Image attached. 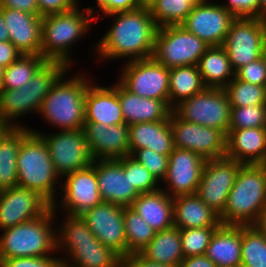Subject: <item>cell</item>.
<instances>
[{
	"instance_id": "cell-28",
	"label": "cell",
	"mask_w": 266,
	"mask_h": 267,
	"mask_svg": "<svg viewBox=\"0 0 266 267\" xmlns=\"http://www.w3.org/2000/svg\"><path fill=\"white\" fill-rule=\"evenodd\" d=\"M174 226L179 229L219 227V215L197 194L173 198Z\"/></svg>"
},
{
	"instance_id": "cell-7",
	"label": "cell",
	"mask_w": 266,
	"mask_h": 267,
	"mask_svg": "<svg viewBox=\"0 0 266 267\" xmlns=\"http://www.w3.org/2000/svg\"><path fill=\"white\" fill-rule=\"evenodd\" d=\"M57 213L51 207L40 217L2 230L0 261L18 257L52 256L51 253L55 255L57 237L54 218Z\"/></svg>"
},
{
	"instance_id": "cell-2",
	"label": "cell",
	"mask_w": 266,
	"mask_h": 267,
	"mask_svg": "<svg viewBox=\"0 0 266 267\" xmlns=\"http://www.w3.org/2000/svg\"><path fill=\"white\" fill-rule=\"evenodd\" d=\"M60 223L57 253L66 254L59 261L71 267H121L122 258L96 238L81 216L66 215Z\"/></svg>"
},
{
	"instance_id": "cell-36",
	"label": "cell",
	"mask_w": 266,
	"mask_h": 267,
	"mask_svg": "<svg viewBox=\"0 0 266 267\" xmlns=\"http://www.w3.org/2000/svg\"><path fill=\"white\" fill-rule=\"evenodd\" d=\"M27 95V84L12 90H0V124L8 127H27L16 122L17 118L34 113ZM32 112V113H31ZM15 121V122H14Z\"/></svg>"
},
{
	"instance_id": "cell-6",
	"label": "cell",
	"mask_w": 266,
	"mask_h": 267,
	"mask_svg": "<svg viewBox=\"0 0 266 267\" xmlns=\"http://www.w3.org/2000/svg\"><path fill=\"white\" fill-rule=\"evenodd\" d=\"M16 164L18 186L38 192L51 205L57 202L56 195L61 189L58 184L62 180L40 134L30 131L22 139Z\"/></svg>"
},
{
	"instance_id": "cell-24",
	"label": "cell",
	"mask_w": 266,
	"mask_h": 267,
	"mask_svg": "<svg viewBox=\"0 0 266 267\" xmlns=\"http://www.w3.org/2000/svg\"><path fill=\"white\" fill-rule=\"evenodd\" d=\"M225 156L241 164H266V130L228 129Z\"/></svg>"
},
{
	"instance_id": "cell-25",
	"label": "cell",
	"mask_w": 266,
	"mask_h": 267,
	"mask_svg": "<svg viewBox=\"0 0 266 267\" xmlns=\"http://www.w3.org/2000/svg\"><path fill=\"white\" fill-rule=\"evenodd\" d=\"M85 123H101L106 126L124 124L115 84L101 86L91 82L85 94Z\"/></svg>"
},
{
	"instance_id": "cell-35",
	"label": "cell",
	"mask_w": 266,
	"mask_h": 267,
	"mask_svg": "<svg viewBox=\"0 0 266 267\" xmlns=\"http://www.w3.org/2000/svg\"><path fill=\"white\" fill-rule=\"evenodd\" d=\"M47 62L41 55L22 54L16 61L4 68L0 90L23 87Z\"/></svg>"
},
{
	"instance_id": "cell-4",
	"label": "cell",
	"mask_w": 266,
	"mask_h": 267,
	"mask_svg": "<svg viewBox=\"0 0 266 267\" xmlns=\"http://www.w3.org/2000/svg\"><path fill=\"white\" fill-rule=\"evenodd\" d=\"M69 70L70 68L52 85L38 113L53 128L57 127L58 131L83 129L85 94L93 81L88 79L87 73L83 74L84 72H77L68 77Z\"/></svg>"
},
{
	"instance_id": "cell-21",
	"label": "cell",
	"mask_w": 266,
	"mask_h": 267,
	"mask_svg": "<svg viewBox=\"0 0 266 267\" xmlns=\"http://www.w3.org/2000/svg\"><path fill=\"white\" fill-rule=\"evenodd\" d=\"M84 135L94 160L119 159L130 155L129 126L84 123Z\"/></svg>"
},
{
	"instance_id": "cell-33",
	"label": "cell",
	"mask_w": 266,
	"mask_h": 267,
	"mask_svg": "<svg viewBox=\"0 0 266 267\" xmlns=\"http://www.w3.org/2000/svg\"><path fill=\"white\" fill-rule=\"evenodd\" d=\"M206 88L196 65L170 68L169 105L173 109Z\"/></svg>"
},
{
	"instance_id": "cell-60",
	"label": "cell",
	"mask_w": 266,
	"mask_h": 267,
	"mask_svg": "<svg viewBox=\"0 0 266 267\" xmlns=\"http://www.w3.org/2000/svg\"><path fill=\"white\" fill-rule=\"evenodd\" d=\"M3 70H4V68L0 66V87L2 84V80H3Z\"/></svg>"
},
{
	"instance_id": "cell-47",
	"label": "cell",
	"mask_w": 266,
	"mask_h": 267,
	"mask_svg": "<svg viewBox=\"0 0 266 267\" xmlns=\"http://www.w3.org/2000/svg\"><path fill=\"white\" fill-rule=\"evenodd\" d=\"M236 18L248 17L259 18L258 0H228L227 4H221Z\"/></svg>"
},
{
	"instance_id": "cell-52",
	"label": "cell",
	"mask_w": 266,
	"mask_h": 267,
	"mask_svg": "<svg viewBox=\"0 0 266 267\" xmlns=\"http://www.w3.org/2000/svg\"><path fill=\"white\" fill-rule=\"evenodd\" d=\"M22 54L11 41L0 42V66L5 68L16 61Z\"/></svg>"
},
{
	"instance_id": "cell-46",
	"label": "cell",
	"mask_w": 266,
	"mask_h": 267,
	"mask_svg": "<svg viewBox=\"0 0 266 267\" xmlns=\"http://www.w3.org/2000/svg\"><path fill=\"white\" fill-rule=\"evenodd\" d=\"M56 256L10 258L0 261V267H54L59 261Z\"/></svg>"
},
{
	"instance_id": "cell-31",
	"label": "cell",
	"mask_w": 266,
	"mask_h": 267,
	"mask_svg": "<svg viewBox=\"0 0 266 267\" xmlns=\"http://www.w3.org/2000/svg\"><path fill=\"white\" fill-rule=\"evenodd\" d=\"M29 127H10L0 137V191L18 186L17 154Z\"/></svg>"
},
{
	"instance_id": "cell-49",
	"label": "cell",
	"mask_w": 266,
	"mask_h": 267,
	"mask_svg": "<svg viewBox=\"0 0 266 267\" xmlns=\"http://www.w3.org/2000/svg\"><path fill=\"white\" fill-rule=\"evenodd\" d=\"M39 16L70 11L78 6L79 0H37Z\"/></svg>"
},
{
	"instance_id": "cell-29",
	"label": "cell",
	"mask_w": 266,
	"mask_h": 267,
	"mask_svg": "<svg viewBox=\"0 0 266 267\" xmlns=\"http://www.w3.org/2000/svg\"><path fill=\"white\" fill-rule=\"evenodd\" d=\"M155 231L174 226L173 198L162 189L141 193L130 206Z\"/></svg>"
},
{
	"instance_id": "cell-3",
	"label": "cell",
	"mask_w": 266,
	"mask_h": 267,
	"mask_svg": "<svg viewBox=\"0 0 266 267\" xmlns=\"http://www.w3.org/2000/svg\"><path fill=\"white\" fill-rule=\"evenodd\" d=\"M79 7L42 17L40 55L48 62H61L71 69L74 63L70 56L71 48L85 34L88 35L93 21L98 22L99 17L93 16V7L82 8L85 10Z\"/></svg>"
},
{
	"instance_id": "cell-34",
	"label": "cell",
	"mask_w": 266,
	"mask_h": 267,
	"mask_svg": "<svg viewBox=\"0 0 266 267\" xmlns=\"http://www.w3.org/2000/svg\"><path fill=\"white\" fill-rule=\"evenodd\" d=\"M69 69L61 62H47L27 83V95L35 114L40 112L44 98L57 79Z\"/></svg>"
},
{
	"instance_id": "cell-15",
	"label": "cell",
	"mask_w": 266,
	"mask_h": 267,
	"mask_svg": "<svg viewBox=\"0 0 266 267\" xmlns=\"http://www.w3.org/2000/svg\"><path fill=\"white\" fill-rule=\"evenodd\" d=\"M170 126L174 147L193 151L206 160L225 157L226 135L222 131L186 122L173 111Z\"/></svg>"
},
{
	"instance_id": "cell-23",
	"label": "cell",
	"mask_w": 266,
	"mask_h": 267,
	"mask_svg": "<svg viewBox=\"0 0 266 267\" xmlns=\"http://www.w3.org/2000/svg\"><path fill=\"white\" fill-rule=\"evenodd\" d=\"M125 124L167 120L173 109L169 100H157L138 96L128 91L119 81L115 82Z\"/></svg>"
},
{
	"instance_id": "cell-48",
	"label": "cell",
	"mask_w": 266,
	"mask_h": 267,
	"mask_svg": "<svg viewBox=\"0 0 266 267\" xmlns=\"http://www.w3.org/2000/svg\"><path fill=\"white\" fill-rule=\"evenodd\" d=\"M96 1V12L98 16L100 14L110 15L118 12L132 11L138 9L139 6L136 0H95ZM102 12V13H101Z\"/></svg>"
},
{
	"instance_id": "cell-50",
	"label": "cell",
	"mask_w": 266,
	"mask_h": 267,
	"mask_svg": "<svg viewBox=\"0 0 266 267\" xmlns=\"http://www.w3.org/2000/svg\"><path fill=\"white\" fill-rule=\"evenodd\" d=\"M0 7L39 15L37 0H0Z\"/></svg>"
},
{
	"instance_id": "cell-42",
	"label": "cell",
	"mask_w": 266,
	"mask_h": 267,
	"mask_svg": "<svg viewBox=\"0 0 266 267\" xmlns=\"http://www.w3.org/2000/svg\"><path fill=\"white\" fill-rule=\"evenodd\" d=\"M266 104L231 107L229 129L259 128L264 125Z\"/></svg>"
},
{
	"instance_id": "cell-45",
	"label": "cell",
	"mask_w": 266,
	"mask_h": 267,
	"mask_svg": "<svg viewBox=\"0 0 266 267\" xmlns=\"http://www.w3.org/2000/svg\"><path fill=\"white\" fill-rule=\"evenodd\" d=\"M238 80L251 84L266 86V58L263 55L259 59L244 65L235 72Z\"/></svg>"
},
{
	"instance_id": "cell-54",
	"label": "cell",
	"mask_w": 266,
	"mask_h": 267,
	"mask_svg": "<svg viewBox=\"0 0 266 267\" xmlns=\"http://www.w3.org/2000/svg\"><path fill=\"white\" fill-rule=\"evenodd\" d=\"M253 226L266 238V205L261 210V213Z\"/></svg>"
},
{
	"instance_id": "cell-18",
	"label": "cell",
	"mask_w": 266,
	"mask_h": 267,
	"mask_svg": "<svg viewBox=\"0 0 266 267\" xmlns=\"http://www.w3.org/2000/svg\"><path fill=\"white\" fill-rule=\"evenodd\" d=\"M98 188L103 202L130 207L140 193L129 180V155L96 160Z\"/></svg>"
},
{
	"instance_id": "cell-26",
	"label": "cell",
	"mask_w": 266,
	"mask_h": 267,
	"mask_svg": "<svg viewBox=\"0 0 266 267\" xmlns=\"http://www.w3.org/2000/svg\"><path fill=\"white\" fill-rule=\"evenodd\" d=\"M130 155L137 149L149 148L158 154L169 156L174 150L170 117L156 122L129 125Z\"/></svg>"
},
{
	"instance_id": "cell-16",
	"label": "cell",
	"mask_w": 266,
	"mask_h": 267,
	"mask_svg": "<svg viewBox=\"0 0 266 267\" xmlns=\"http://www.w3.org/2000/svg\"><path fill=\"white\" fill-rule=\"evenodd\" d=\"M235 19L220 3L205 0L194 5L180 25L209 46H222Z\"/></svg>"
},
{
	"instance_id": "cell-61",
	"label": "cell",
	"mask_w": 266,
	"mask_h": 267,
	"mask_svg": "<svg viewBox=\"0 0 266 267\" xmlns=\"http://www.w3.org/2000/svg\"><path fill=\"white\" fill-rule=\"evenodd\" d=\"M263 128L266 130V110H265V118H264V125Z\"/></svg>"
},
{
	"instance_id": "cell-41",
	"label": "cell",
	"mask_w": 266,
	"mask_h": 267,
	"mask_svg": "<svg viewBox=\"0 0 266 267\" xmlns=\"http://www.w3.org/2000/svg\"><path fill=\"white\" fill-rule=\"evenodd\" d=\"M218 227L180 229L184 258L204 255L214 231Z\"/></svg>"
},
{
	"instance_id": "cell-38",
	"label": "cell",
	"mask_w": 266,
	"mask_h": 267,
	"mask_svg": "<svg viewBox=\"0 0 266 267\" xmlns=\"http://www.w3.org/2000/svg\"><path fill=\"white\" fill-rule=\"evenodd\" d=\"M202 0H156L149 8L158 27L180 25Z\"/></svg>"
},
{
	"instance_id": "cell-14",
	"label": "cell",
	"mask_w": 266,
	"mask_h": 267,
	"mask_svg": "<svg viewBox=\"0 0 266 267\" xmlns=\"http://www.w3.org/2000/svg\"><path fill=\"white\" fill-rule=\"evenodd\" d=\"M242 165L226 156L209 159L204 165L196 194L219 216L226 208L230 190Z\"/></svg>"
},
{
	"instance_id": "cell-12",
	"label": "cell",
	"mask_w": 266,
	"mask_h": 267,
	"mask_svg": "<svg viewBox=\"0 0 266 267\" xmlns=\"http://www.w3.org/2000/svg\"><path fill=\"white\" fill-rule=\"evenodd\" d=\"M170 69L153 57L127 62L119 82L130 92L145 98L169 100Z\"/></svg>"
},
{
	"instance_id": "cell-8",
	"label": "cell",
	"mask_w": 266,
	"mask_h": 267,
	"mask_svg": "<svg viewBox=\"0 0 266 267\" xmlns=\"http://www.w3.org/2000/svg\"><path fill=\"white\" fill-rule=\"evenodd\" d=\"M208 47V44L181 25H167L158 28L152 57L169 69L197 66Z\"/></svg>"
},
{
	"instance_id": "cell-39",
	"label": "cell",
	"mask_w": 266,
	"mask_h": 267,
	"mask_svg": "<svg viewBox=\"0 0 266 267\" xmlns=\"http://www.w3.org/2000/svg\"><path fill=\"white\" fill-rule=\"evenodd\" d=\"M241 267H266V238L253 226H242Z\"/></svg>"
},
{
	"instance_id": "cell-5",
	"label": "cell",
	"mask_w": 266,
	"mask_h": 267,
	"mask_svg": "<svg viewBox=\"0 0 266 267\" xmlns=\"http://www.w3.org/2000/svg\"><path fill=\"white\" fill-rule=\"evenodd\" d=\"M266 205V164H243L230 190L222 225L248 226Z\"/></svg>"
},
{
	"instance_id": "cell-22",
	"label": "cell",
	"mask_w": 266,
	"mask_h": 267,
	"mask_svg": "<svg viewBox=\"0 0 266 267\" xmlns=\"http://www.w3.org/2000/svg\"><path fill=\"white\" fill-rule=\"evenodd\" d=\"M10 41L23 55H40L42 16L0 7Z\"/></svg>"
},
{
	"instance_id": "cell-62",
	"label": "cell",
	"mask_w": 266,
	"mask_h": 267,
	"mask_svg": "<svg viewBox=\"0 0 266 267\" xmlns=\"http://www.w3.org/2000/svg\"><path fill=\"white\" fill-rule=\"evenodd\" d=\"M264 56L266 58V46H265V49H264Z\"/></svg>"
},
{
	"instance_id": "cell-9",
	"label": "cell",
	"mask_w": 266,
	"mask_h": 267,
	"mask_svg": "<svg viewBox=\"0 0 266 267\" xmlns=\"http://www.w3.org/2000/svg\"><path fill=\"white\" fill-rule=\"evenodd\" d=\"M230 108L224 88L206 87L198 94L177 104L173 112L186 122L218 129L227 135Z\"/></svg>"
},
{
	"instance_id": "cell-37",
	"label": "cell",
	"mask_w": 266,
	"mask_h": 267,
	"mask_svg": "<svg viewBox=\"0 0 266 267\" xmlns=\"http://www.w3.org/2000/svg\"><path fill=\"white\" fill-rule=\"evenodd\" d=\"M124 229L127 256L140 253L154 238L155 231L130 207H124Z\"/></svg>"
},
{
	"instance_id": "cell-30",
	"label": "cell",
	"mask_w": 266,
	"mask_h": 267,
	"mask_svg": "<svg viewBox=\"0 0 266 267\" xmlns=\"http://www.w3.org/2000/svg\"><path fill=\"white\" fill-rule=\"evenodd\" d=\"M197 67L206 87L225 88L235 77L223 46H209L199 59Z\"/></svg>"
},
{
	"instance_id": "cell-58",
	"label": "cell",
	"mask_w": 266,
	"mask_h": 267,
	"mask_svg": "<svg viewBox=\"0 0 266 267\" xmlns=\"http://www.w3.org/2000/svg\"><path fill=\"white\" fill-rule=\"evenodd\" d=\"M10 127L6 125H1L0 124V137L9 129Z\"/></svg>"
},
{
	"instance_id": "cell-32",
	"label": "cell",
	"mask_w": 266,
	"mask_h": 267,
	"mask_svg": "<svg viewBox=\"0 0 266 267\" xmlns=\"http://www.w3.org/2000/svg\"><path fill=\"white\" fill-rule=\"evenodd\" d=\"M140 254L150 261L179 267L184 259L180 229L172 226L160 232H155L154 238L141 250Z\"/></svg>"
},
{
	"instance_id": "cell-57",
	"label": "cell",
	"mask_w": 266,
	"mask_h": 267,
	"mask_svg": "<svg viewBox=\"0 0 266 267\" xmlns=\"http://www.w3.org/2000/svg\"><path fill=\"white\" fill-rule=\"evenodd\" d=\"M137 4L141 8H150L156 0H136Z\"/></svg>"
},
{
	"instance_id": "cell-13",
	"label": "cell",
	"mask_w": 266,
	"mask_h": 267,
	"mask_svg": "<svg viewBox=\"0 0 266 267\" xmlns=\"http://www.w3.org/2000/svg\"><path fill=\"white\" fill-rule=\"evenodd\" d=\"M63 177L60 189L62 194L58 193L63 195L62 200L52 205L54 210L58 211L59 208L63 214L80 216L103 202L98 188L96 160L87 168L76 170Z\"/></svg>"
},
{
	"instance_id": "cell-59",
	"label": "cell",
	"mask_w": 266,
	"mask_h": 267,
	"mask_svg": "<svg viewBox=\"0 0 266 267\" xmlns=\"http://www.w3.org/2000/svg\"><path fill=\"white\" fill-rule=\"evenodd\" d=\"M54 267H71V266H69V265H67L61 261H58V263Z\"/></svg>"
},
{
	"instance_id": "cell-1",
	"label": "cell",
	"mask_w": 266,
	"mask_h": 267,
	"mask_svg": "<svg viewBox=\"0 0 266 267\" xmlns=\"http://www.w3.org/2000/svg\"><path fill=\"white\" fill-rule=\"evenodd\" d=\"M114 23L95 44L98 60L127 59V61L150 58L153 55L158 25L148 8L113 13ZM98 53V54H97Z\"/></svg>"
},
{
	"instance_id": "cell-11",
	"label": "cell",
	"mask_w": 266,
	"mask_h": 267,
	"mask_svg": "<svg viewBox=\"0 0 266 267\" xmlns=\"http://www.w3.org/2000/svg\"><path fill=\"white\" fill-rule=\"evenodd\" d=\"M46 142L49 155L53 161L56 172L61 178L76 170L90 166L94 159L90 153L83 129L59 130L53 134L34 129Z\"/></svg>"
},
{
	"instance_id": "cell-44",
	"label": "cell",
	"mask_w": 266,
	"mask_h": 267,
	"mask_svg": "<svg viewBox=\"0 0 266 267\" xmlns=\"http://www.w3.org/2000/svg\"><path fill=\"white\" fill-rule=\"evenodd\" d=\"M129 180L140 194L161 189L160 182L155 176L131 155H129Z\"/></svg>"
},
{
	"instance_id": "cell-51",
	"label": "cell",
	"mask_w": 266,
	"mask_h": 267,
	"mask_svg": "<svg viewBox=\"0 0 266 267\" xmlns=\"http://www.w3.org/2000/svg\"><path fill=\"white\" fill-rule=\"evenodd\" d=\"M121 267H173L167 264L153 262L140 253H132L121 259Z\"/></svg>"
},
{
	"instance_id": "cell-53",
	"label": "cell",
	"mask_w": 266,
	"mask_h": 267,
	"mask_svg": "<svg viewBox=\"0 0 266 267\" xmlns=\"http://www.w3.org/2000/svg\"><path fill=\"white\" fill-rule=\"evenodd\" d=\"M179 267H217L205 254L184 258Z\"/></svg>"
},
{
	"instance_id": "cell-20",
	"label": "cell",
	"mask_w": 266,
	"mask_h": 267,
	"mask_svg": "<svg viewBox=\"0 0 266 267\" xmlns=\"http://www.w3.org/2000/svg\"><path fill=\"white\" fill-rule=\"evenodd\" d=\"M52 205L38 192L21 186L0 191V230L44 215Z\"/></svg>"
},
{
	"instance_id": "cell-19",
	"label": "cell",
	"mask_w": 266,
	"mask_h": 267,
	"mask_svg": "<svg viewBox=\"0 0 266 267\" xmlns=\"http://www.w3.org/2000/svg\"><path fill=\"white\" fill-rule=\"evenodd\" d=\"M206 159L193 151L175 147L161 189L170 197L196 194Z\"/></svg>"
},
{
	"instance_id": "cell-55",
	"label": "cell",
	"mask_w": 266,
	"mask_h": 267,
	"mask_svg": "<svg viewBox=\"0 0 266 267\" xmlns=\"http://www.w3.org/2000/svg\"><path fill=\"white\" fill-rule=\"evenodd\" d=\"M10 41V35L8 29L4 23V17L0 11V42Z\"/></svg>"
},
{
	"instance_id": "cell-27",
	"label": "cell",
	"mask_w": 266,
	"mask_h": 267,
	"mask_svg": "<svg viewBox=\"0 0 266 267\" xmlns=\"http://www.w3.org/2000/svg\"><path fill=\"white\" fill-rule=\"evenodd\" d=\"M242 226L220 225L212 234L205 255L217 267H241Z\"/></svg>"
},
{
	"instance_id": "cell-43",
	"label": "cell",
	"mask_w": 266,
	"mask_h": 267,
	"mask_svg": "<svg viewBox=\"0 0 266 267\" xmlns=\"http://www.w3.org/2000/svg\"><path fill=\"white\" fill-rule=\"evenodd\" d=\"M131 156L162 183L168 169L169 156L158 154L149 148L137 149Z\"/></svg>"
},
{
	"instance_id": "cell-10",
	"label": "cell",
	"mask_w": 266,
	"mask_h": 267,
	"mask_svg": "<svg viewBox=\"0 0 266 267\" xmlns=\"http://www.w3.org/2000/svg\"><path fill=\"white\" fill-rule=\"evenodd\" d=\"M234 72L264 55L266 18H236L222 45Z\"/></svg>"
},
{
	"instance_id": "cell-40",
	"label": "cell",
	"mask_w": 266,
	"mask_h": 267,
	"mask_svg": "<svg viewBox=\"0 0 266 267\" xmlns=\"http://www.w3.org/2000/svg\"><path fill=\"white\" fill-rule=\"evenodd\" d=\"M230 107L266 104V86H259L234 77L224 88Z\"/></svg>"
},
{
	"instance_id": "cell-17",
	"label": "cell",
	"mask_w": 266,
	"mask_h": 267,
	"mask_svg": "<svg viewBox=\"0 0 266 267\" xmlns=\"http://www.w3.org/2000/svg\"><path fill=\"white\" fill-rule=\"evenodd\" d=\"M96 238L121 258L127 256L124 207L102 202L80 215Z\"/></svg>"
},
{
	"instance_id": "cell-56",
	"label": "cell",
	"mask_w": 266,
	"mask_h": 267,
	"mask_svg": "<svg viewBox=\"0 0 266 267\" xmlns=\"http://www.w3.org/2000/svg\"><path fill=\"white\" fill-rule=\"evenodd\" d=\"M259 1V18H266V0Z\"/></svg>"
}]
</instances>
